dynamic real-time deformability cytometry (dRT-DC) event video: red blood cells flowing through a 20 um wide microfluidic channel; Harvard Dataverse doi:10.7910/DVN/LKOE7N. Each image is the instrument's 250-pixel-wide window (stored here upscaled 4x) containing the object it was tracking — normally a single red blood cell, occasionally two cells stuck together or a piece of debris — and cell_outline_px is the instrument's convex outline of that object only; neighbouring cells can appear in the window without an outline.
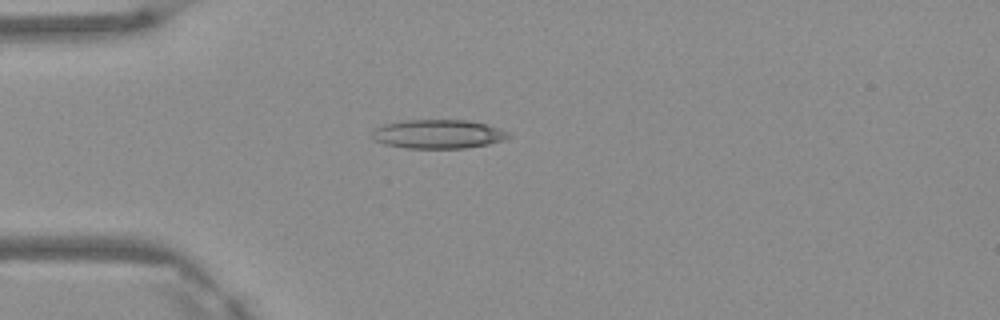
{"species": "Egyptian fruit bat (a non-hibernating species)", "species_latin": "Rousettus aegyptiacus", "temperature_condition": "warm", "stored_images_in_passage": 3, "camera_frame_rate_fps": 3000, "um_per_image_px": 0.085, "frame": {"image": 1, "passage_image": 1, "time_ms": 0.0, "image_size_px": [1000, 320], "cell_outline_px": [[512, 136], [504, 140], [488, 144], [464, 148], [404, 148], [384, 144], [372, 140], [372, 132], [376, 128], [384, 124], [404, 120], [468, 120], [484, 124], [508, 132]], "centroid_in_image_um": [37.2, 11.4], "position_along_channel_um": 47.8, "area_um2": 22.95}}
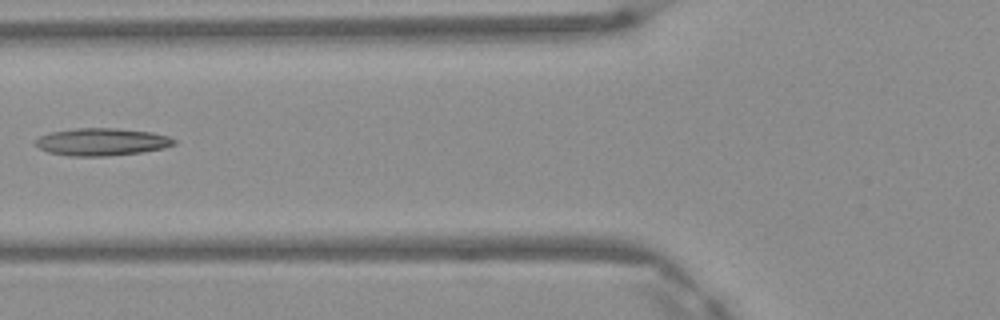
{"frame": {"image": 2, "passage_image": 3, "time_ms": 0.667, "image_size_px": [1000, 320], "cell_outline_px": [[176, 144], [164, 148], [140, 152], [108, 156], [72, 156], [48, 152], [40, 148], [36, 144], [36, 140], [40, 136], [52, 132], [76, 128], [116, 128], [152, 132], [168, 136], [176, 140]], "centroid_in_image_um": [8.69, 12.06], "position_along_channel_um": 117.1, "area_um2": 22.02}}